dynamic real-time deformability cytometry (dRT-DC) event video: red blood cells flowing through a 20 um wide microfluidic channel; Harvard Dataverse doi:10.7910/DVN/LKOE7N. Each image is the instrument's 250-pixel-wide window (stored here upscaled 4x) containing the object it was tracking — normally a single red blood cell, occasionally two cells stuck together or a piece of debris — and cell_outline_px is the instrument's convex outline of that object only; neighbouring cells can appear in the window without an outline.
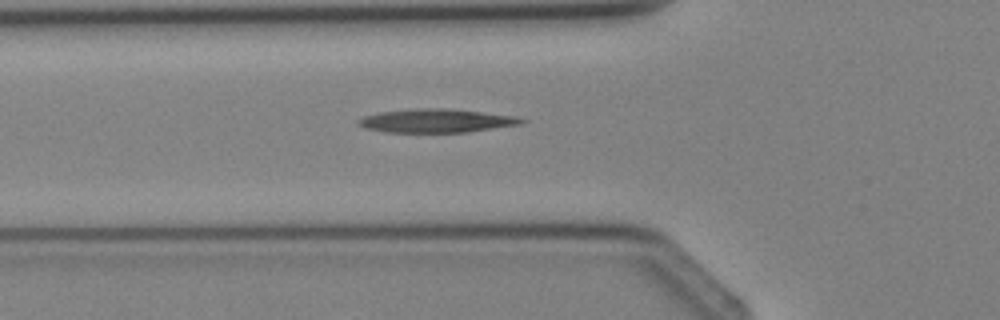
{"species": "Egyptian fruit bat (a non-hibernating species)", "species_latin": "Rousettus aegyptiacus", "temperature_condition": "cold", "stored_images_in_passage": 5, "camera_frame_rate_fps": 3000, "um_per_image_px": 0.085, "animal": {"sex": "female"}, "frame": {"image": 1, "passage_image": 5, "time_ms": 4.333, "image_size_px": [1000, 320], "cell_outline_px": [[528, 120], [520, 124], [468, 132], [388, 132], [364, 128], [356, 120], [364, 116], [380, 112], [436, 108], [440, 108], [480, 112], [516, 116]], "centroid_in_image_um": [37.11, 10.28], "position_along_channel_um": 88.7, "area_um2": 21.85}}